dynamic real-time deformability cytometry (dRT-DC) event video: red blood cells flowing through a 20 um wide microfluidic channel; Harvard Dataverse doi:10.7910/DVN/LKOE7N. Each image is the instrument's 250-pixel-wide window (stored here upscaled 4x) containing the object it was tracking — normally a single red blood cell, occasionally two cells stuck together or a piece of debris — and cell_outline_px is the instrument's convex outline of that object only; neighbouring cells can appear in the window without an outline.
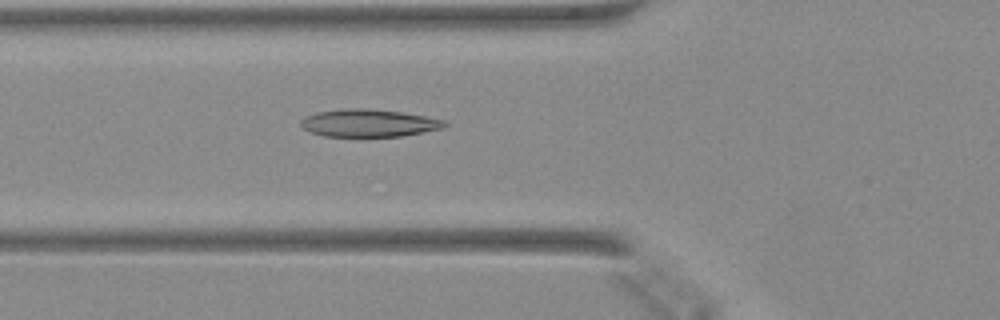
{"species": "Egyptian fruit bat (a non-hibernating species)", "species_latin": "Rousettus aegyptiacus", "temperature_condition": "warm", "stored_images_in_passage": 41, "camera_frame_rate_fps": 3000, "um_per_image_px": 0.085, "animal": {"sex": "female"}, "frame": {"image": 1, "passage_image": 12, "time_ms": 3.667, "image_size_px": [1000, 320], "cell_outline_px": [[448, 124], [444, 128], [400, 136], [324, 136], [308, 132], [300, 128], [300, 120], [304, 116], [316, 112], [340, 108], [368, 108], [400, 112], [424, 116], [444, 120]], "centroid_in_image_um": [31.26, 10.45], "position_along_channel_um": 94.5, "area_um2": 23.29}}
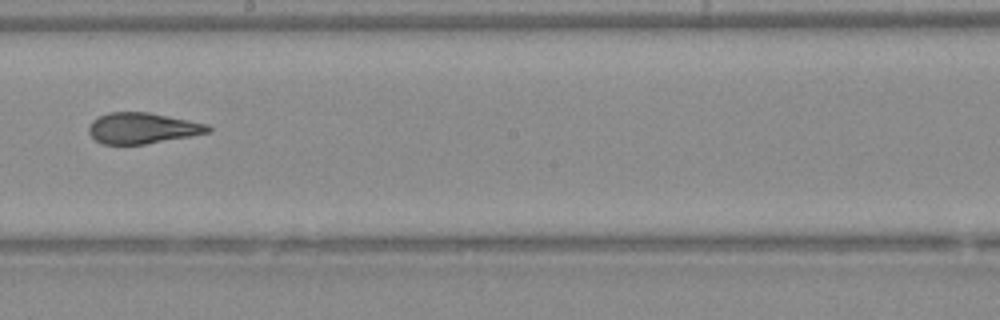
{"frame": {"image": 2, "passage_image": 22, "time_ms": 7.0, "image_size_px": [1000, 320], "cell_outline_px": [[212, 132], [144, 144], [100, 144], [88, 132], [88, 128], [92, 120], [108, 112], [148, 112], [208, 124], [212, 128]], "centroid_in_image_um": [12.1, 10.89], "position_along_channel_um": 236.1, "area_um2": 21.39}}
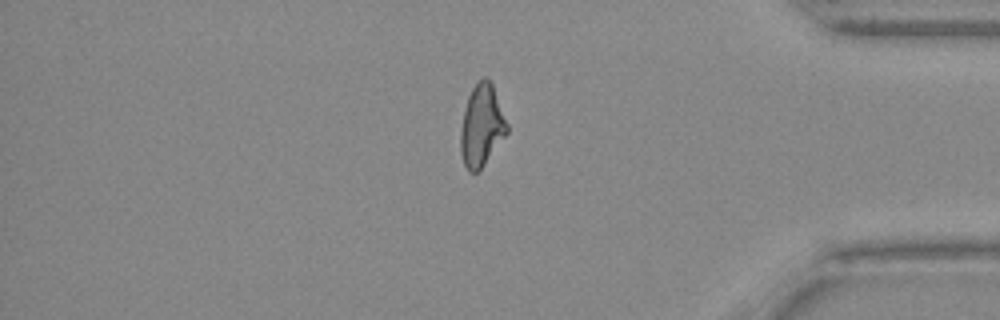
{"frame": {"image": 3, "passage_image": 35, "time_ms": 11.333, "image_size_px": [1000, 320], "cell_outline_px": [[508, 132], [484, 164], [476, 172], [468, 172], [464, 164], [460, 152], [460, 132], [464, 112], [468, 96], [472, 88], [484, 76], [492, 84], [508, 124]], "centroid_in_image_um": [40.93, 10.69], "position_along_channel_um": 394.3, "area_um2": 21.79}}